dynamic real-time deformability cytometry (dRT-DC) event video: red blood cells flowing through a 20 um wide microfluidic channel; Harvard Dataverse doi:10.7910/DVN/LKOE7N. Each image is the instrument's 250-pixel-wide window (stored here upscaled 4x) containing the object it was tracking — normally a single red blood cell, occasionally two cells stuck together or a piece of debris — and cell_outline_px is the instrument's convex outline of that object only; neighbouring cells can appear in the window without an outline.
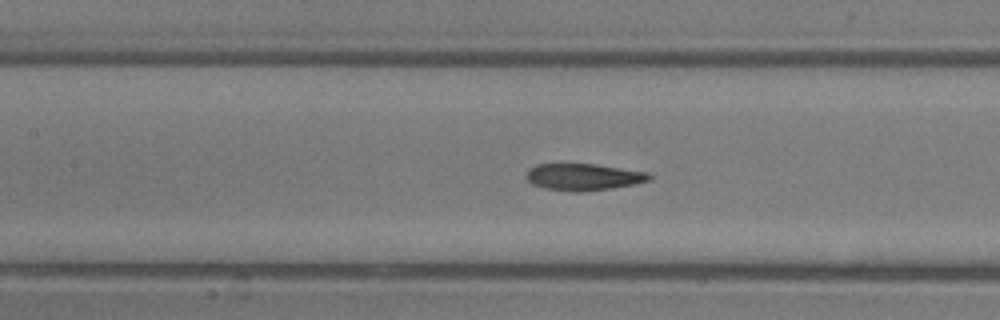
{"species": "common noctule bat (a hibernating species)", "species_latin": "Nyctalus noctula", "temperature_condition": "room temperature", "stored_images_in_passage": 35, "camera_frame_rate_fps": 3000, "um_per_image_px": 0.085, "animal": {"sex": "male", "body_mass_g": 13.3}, "frame": {"image": 1, "passage_image": 20, "time_ms": 6.333, "image_size_px": [1000, 320], "cell_outline_px": [[652, 180], [632, 184], [608, 188], [580, 192], [576, 192], [544, 188], [532, 184], [524, 176], [528, 168], [536, 164], [596, 164], [648, 172], [652, 176]], "centroid_in_image_um": [49.56, 15.03], "position_along_channel_um": 157.8, "area_um2": 19.19}}